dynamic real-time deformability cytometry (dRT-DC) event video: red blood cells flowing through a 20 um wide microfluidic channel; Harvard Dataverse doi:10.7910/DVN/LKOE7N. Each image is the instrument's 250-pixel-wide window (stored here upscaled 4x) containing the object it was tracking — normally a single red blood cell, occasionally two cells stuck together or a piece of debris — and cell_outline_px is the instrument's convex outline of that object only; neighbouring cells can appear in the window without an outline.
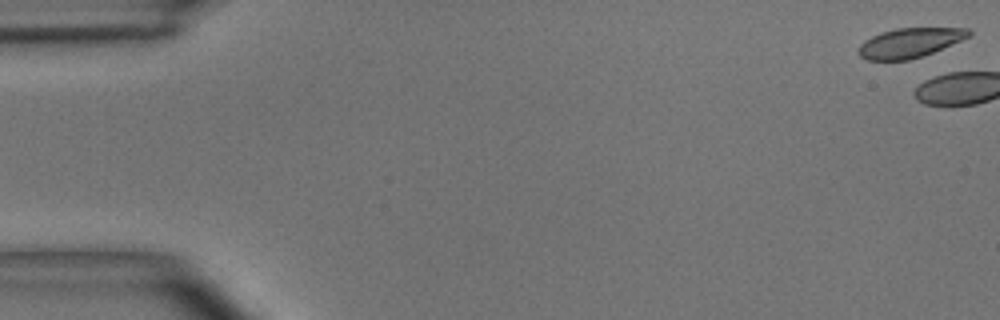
{"species": "common noctule bat (a hibernating species)", "species_latin": "Nyctalus noctula", "temperature_condition": "room temperature", "stored_images_in_passage": 3, "camera_frame_rate_fps": 3000, "um_per_image_px": 0.085, "animal": {"sex": "male", "body_mass_g": 15.6}, "frame": {"image": 1, "passage_image": 1, "time_ms": 0.0, "image_size_px": [1000, 320], "cell_outline_px": [[972, 36], [924, 56], [908, 60], [868, 60], [860, 56], [856, 52], [860, 44], [864, 40], [880, 32], [896, 28], [968, 28], [972, 32]], "centroid_in_image_um": [77.33, 3.64], "position_along_channel_um": 7.7, "area_um2": 19.25}}